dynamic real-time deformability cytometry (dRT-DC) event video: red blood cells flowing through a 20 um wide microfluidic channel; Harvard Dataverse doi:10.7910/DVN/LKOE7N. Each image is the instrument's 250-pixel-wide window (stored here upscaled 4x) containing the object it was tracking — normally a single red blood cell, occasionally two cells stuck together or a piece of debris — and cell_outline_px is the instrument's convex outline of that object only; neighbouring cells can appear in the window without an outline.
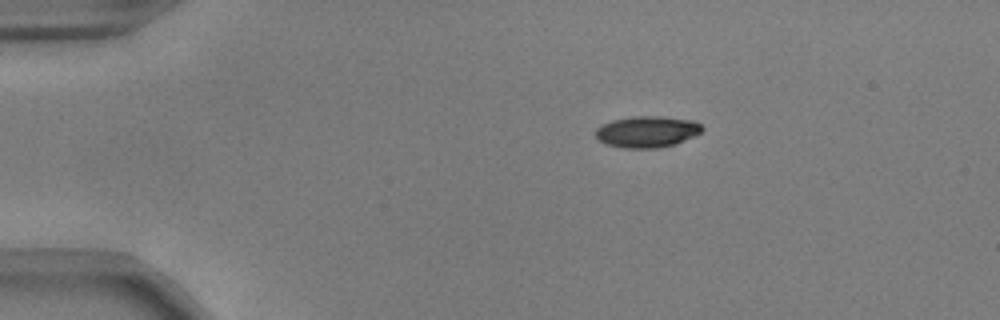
{"species": "common noctule bat (a hibernating species)", "species_latin": "Nyctalus noctula", "temperature_condition": "warm", "stored_images_in_passage": 45, "camera_frame_rate_fps": 3000, "um_per_image_px": 0.085, "animal": {"sex": "male", "body_mass_g": 17.9, "forearm_length_mm": 54.2}, "frame": {"image": 1, "passage_image": 1, "time_ms": 0.0, "image_size_px": [1000, 320], "cell_outline_px": [[704, 128], [700, 132], [692, 136], [672, 144], [656, 148], [624, 148], [604, 144], [596, 136], [596, 128], [600, 124], [612, 120], [632, 116], [660, 116], [692, 120], [700, 124]], "centroid_in_image_um": [54.94, 11.18], "position_along_channel_um": 30.1, "area_um2": 19.31}}
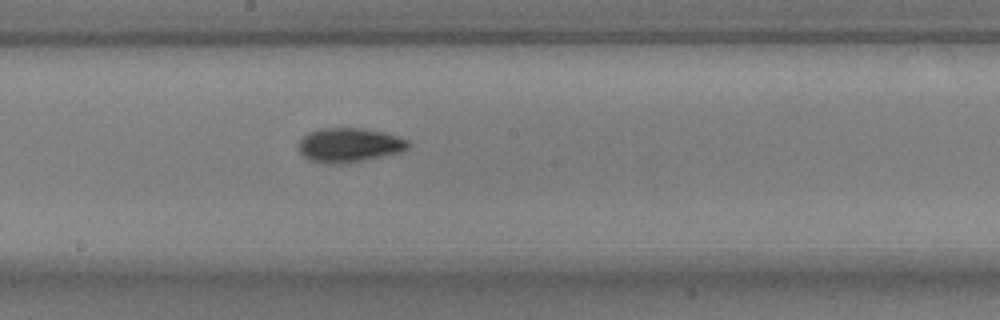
{"frame": {"image": 2, "passage_image": 21, "time_ms": 6.667, "image_size_px": [1000, 320], "cell_outline_px": [[412, 144], [408, 148], [400, 152], [364, 160], [340, 164], [328, 164], [308, 160], [300, 152], [300, 140], [308, 132], [316, 128], [364, 128], [384, 132], [408, 140]], "centroid_in_image_um": [29.69, 12.32], "position_along_channel_um": 218.5, "area_um2": 21.96}}
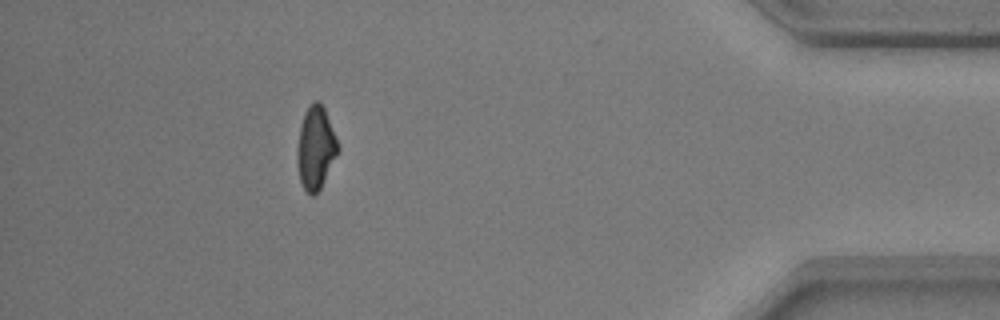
{"frame": {"image": 3, "passage_image": 40, "time_ms": 13.0, "image_size_px": [1000, 320], "cell_outline_px": [[340, 148], [320, 188], [312, 196], [304, 188], [300, 180], [296, 164], [296, 148], [300, 128], [304, 112], [316, 100], [320, 100], [324, 108], [336, 136]], "centroid_in_image_um": [26.82, 12.55], "position_along_channel_um": 408.4, "area_um2": 19.54}, "authors_computed_cell_mechanics": {"area_um2": 20.1722, "velocity_mm_per_s": 3.7401, "shape_relaxation_time_tau1_ms": 3.3964, "shape_relaxation_time_tau2_ms": 3.4791, "deformation_change_tau1": 0.1433, "deformation_change_tau2": 0.0909}}